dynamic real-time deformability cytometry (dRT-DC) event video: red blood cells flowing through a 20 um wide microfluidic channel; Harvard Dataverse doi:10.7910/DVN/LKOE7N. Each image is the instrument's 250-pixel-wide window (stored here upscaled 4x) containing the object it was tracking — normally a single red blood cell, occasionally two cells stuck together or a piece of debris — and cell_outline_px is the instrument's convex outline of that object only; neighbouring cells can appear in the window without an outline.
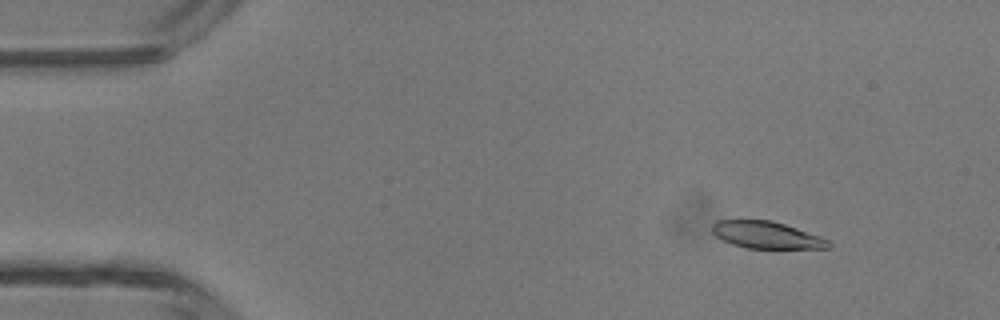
{"species": "common noctule bat (a hibernating species)", "species_latin": "Nyctalus noctula", "temperature_condition": "room temperature", "stored_images_in_passage": 48, "camera_frame_rate_fps": 3000, "um_per_image_px": 0.085, "animal": {"sex": "male", "body_mass_g": 13.3}, "frame": {"image": 1, "passage_image": 6, "time_ms": 1.667, "image_size_px": [1000, 320], "cell_outline_px": [[832, 244], [828, 248], [748, 248], [732, 244], [716, 236], [712, 232], [712, 224], [716, 220], [772, 220], [820, 236], [828, 240]], "centroid_in_image_um": [65.14, 19.97], "position_along_channel_um": 19.9, "area_um2": 18.15}}
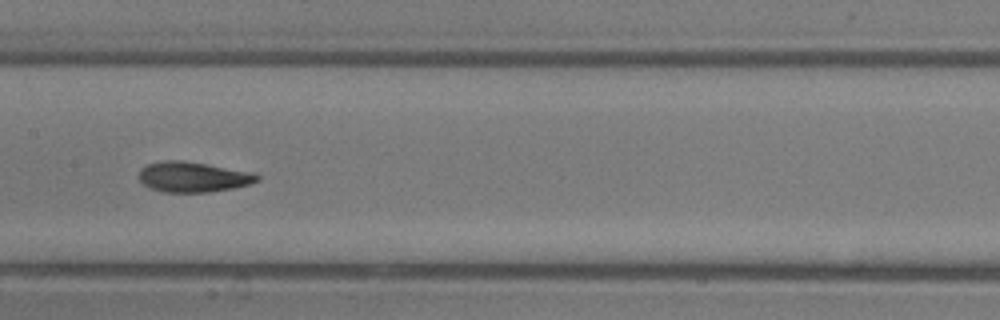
{"frame": {"image": 2, "passage_image": 24, "time_ms": 7.667, "image_size_px": [1000, 320], "cell_outline_px": [[260, 180], [248, 184], [232, 188], [208, 192], [164, 192], [148, 188], [140, 180], [140, 168], [148, 164], [164, 160], [180, 160], [252, 172], [260, 176]], "centroid_in_image_um": [16.38, 15.04], "position_along_channel_um": 191.0, "area_um2": 20.63}}
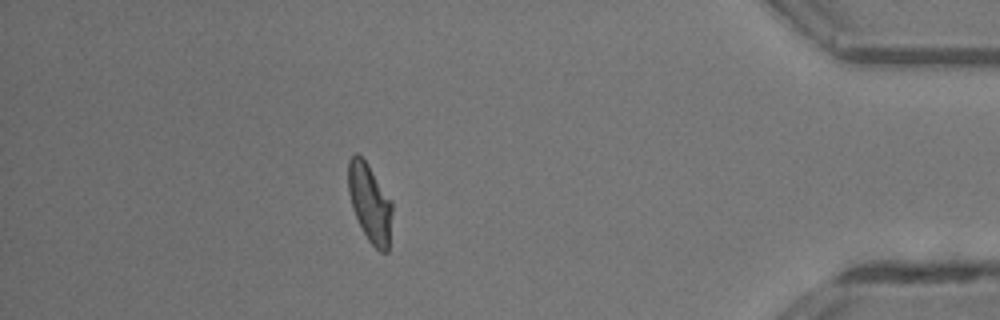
{"frame": {"image": 3, "passage_image": 42, "time_ms": 13.667, "image_size_px": [1000, 320], "cell_outline_px": [[392, 212], [388, 252], [380, 252], [368, 240], [352, 208], [348, 192], [348, 160], [356, 152], [368, 164], [392, 200]], "centroid_in_image_um": [31.44, 17.23], "position_along_channel_um": 403.8, "area_um2": 20.0}, "authors_computed_cell_mechanics": {"area_um2": 20.0277, "velocity_mm_per_s": 4.3629, "shape_relaxation_time_tau1_ms": 2.4371, "shape_relaxation_time_tau2_ms": 1.7845, "deformation_change_tau1": 0.1392, "deformation_change_tau2": 0.096}}